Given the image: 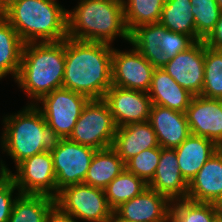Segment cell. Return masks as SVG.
I'll return each mask as SVG.
<instances>
[{
    "label": "cell",
    "instance_id": "cell-1",
    "mask_svg": "<svg viewBox=\"0 0 222 222\" xmlns=\"http://www.w3.org/2000/svg\"><path fill=\"white\" fill-rule=\"evenodd\" d=\"M111 46L67 37L62 87L89 99H103L112 86Z\"/></svg>",
    "mask_w": 222,
    "mask_h": 222
},
{
    "label": "cell",
    "instance_id": "cell-2",
    "mask_svg": "<svg viewBox=\"0 0 222 222\" xmlns=\"http://www.w3.org/2000/svg\"><path fill=\"white\" fill-rule=\"evenodd\" d=\"M67 11L56 0H5L1 15L24 44L67 38Z\"/></svg>",
    "mask_w": 222,
    "mask_h": 222
},
{
    "label": "cell",
    "instance_id": "cell-3",
    "mask_svg": "<svg viewBox=\"0 0 222 222\" xmlns=\"http://www.w3.org/2000/svg\"><path fill=\"white\" fill-rule=\"evenodd\" d=\"M65 69V39L57 42L26 43L15 79L32 103L62 88ZM34 101L36 103H34Z\"/></svg>",
    "mask_w": 222,
    "mask_h": 222
},
{
    "label": "cell",
    "instance_id": "cell-4",
    "mask_svg": "<svg viewBox=\"0 0 222 222\" xmlns=\"http://www.w3.org/2000/svg\"><path fill=\"white\" fill-rule=\"evenodd\" d=\"M3 124L0 146L14 160L15 166L33 155L54 151L62 139L47 125L35 104L4 116Z\"/></svg>",
    "mask_w": 222,
    "mask_h": 222
},
{
    "label": "cell",
    "instance_id": "cell-5",
    "mask_svg": "<svg viewBox=\"0 0 222 222\" xmlns=\"http://www.w3.org/2000/svg\"><path fill=\"white\" fill-rule=\"evenodd\" d=\"M118 36L130 43L119 0H80L78 6L67 11L68 38L111 44Z\"/></svg>",
    "mask_w": 222,
    "mask_h": 222
},
{
    "label": "cell",
    "instance_id": "cell-6",
    "mask_svg": "<svg viewBox=\"0 0 222 222\" xmlns=\"http://www.w3.org/2000/svg\"><path fill=\"white\" fill-rule=\"evenodd\" d=\"M116 129L107 102L104 99H90L68 139L101 150L112 147Z\"/></svg>",
    "mask_w": 222,
    "mask_h": 222
},
{
    "label": "cell",
    "instance_id": "cell-7",
    "mask_svg": "<svg viewBox=\"0 0 222 222\" xmlns=\"http://www.w3.org/2000/svg\"><path fill=\"white\" fill-rule=\"evenodd\" d=\"M56 205L77 221L112 222L113 210L103 189L84 183L64 187L55 198Z\"/></svg>",
    "mask_w": 222,
    "mask_h": 222
},
{
    "label": "cell",
    "instance_id": "cell-8",
    "mask_svg": "<svg viewBox=\"0 0 222 222\" xmlns=\"http://www.w3.org/2000/svg\"><path fill=\"white\" fill-rule=\"evenodd\" d=\"M3 160L0 161V173L8 174L14 181L19 193L42 194L57 197L56 175L51 152H42L25 159L12 173Z\"/></svg>",
    "mask_w": 222,
    "mask_h": 222
},
{
    "label": "cell",
    "instance_id": "cell-9",
    "mask_svg": "<svg viewBox=\"0 0 222 222\" xmlns=\"http://www.w3.org/2000/svg\"><path fill=\"white\" fill-rule=\"evenodd\" d=\"M90 99L69 89L59 88L44 95L35 104L42 112L45 122L62 139H67L73 132L80 114Z\"/></svg>",
    "mask_w": 222,
    "mask_h": 222
},
{
    "label": "cell",
    "instance_id": "cell-10",
    "mask_svg": "<svg viewBox=\"0 0 222 222\" xmlns=\"http://www.w3.org/2000/svg\"><path fill=\"white\" fill-rule=\"evenodd\" d=\"M96 149L61 139L51 152L56 175L57 196L64 187L84 182Z\"/></svg>",
    "mask_w": 222,
    "mask_h": 222
},
{
    "label": "cell",
    "instance_id": "cell-11",
    "mask_svg": "<svg viewBox=\"0 0 222 222\" xmlns=\"http://www.w3.org/2000/svg\"><path fill=\"white\" fill-rule=\"evenodd\" d=\"M154 69L133 45L132 49L124 52L113 48L112 85L147 93Z\"/></svg>",
    "mask_w": 222,
    "mask_h": 222
},
{
    "label": "cell",
    "instance_id": "cell-12",
    "mask_svg": "<svg viewBox=\"0 0 222 222\" xmlns=\"http://www.w3.org/2000/svg\"><path fill=\"white\" fill-rule=\"evenodd\" d=\"M170 216L171 201L148 187L116 208L112 222H168Z\"/></svg>",
    "mask_w": 222,
    "mask_h": 222
},
{
    "label": "cell",
    "instance_id": "cell-13",
    "mask_svg": "<svg viewBox=\"0 0 222 222\" xmlns=\"http://www.w3.org/2000/svg\"><path fill=\"white\" fill-rule=\"evenodd\" d=\"M116 127L149 121L152 106L149 94L112 85L103 98Z\"/></svg>",
    "mask_w": 222,
    "mask_h": 222
},
{
    "label": "cell",
    "instance_id": "cell-14",
    "mask_svg": "<svg viewBox=\"0 0 222 222\" xmlns=\"http://www.w3.org/2000/svg\"><path fill=\"white\" fill-rule=\"evenodd\" d=\"M190 133L222 148V99L193 96L185 111Z\"/></svg>",
    "mask_w": 222,
    "mask_h": 222
},
{
    "label": "cell",
    "instance_id": "cell-15",
    "mask_svg": "<svg viewBox=\"0 0 222 222\" xmlns=\"http://www.w3.org/2000/svg\"><path fill=\"white\" fill-rule=\"evenodd\" d=\"M162 68L193 96L200 95L204 80V41L195 42Z\"/></svg>",
    "mask_w": 222,
    "mask_h": 222
},
{
    "label": "cell",
    "instance_id": "cell-16",
    "mask_svg": "<svg viewBox=\"0 0 222 222\" xmlns=\"http://www.w3.org/2000/svg\"><path fill=\"white\" fill-rule=\"evenodd\" d=\"M148 187L171 202L187 199L188 183L181 175L175 149L161 148L159 164Z\"/></svg>",
    "mask_w": 222,
    "mask_h": 222
},
{
    "label": "cell",
    "instance_id": "cell-17",
    "mask_svg": "<svg viewBox=\"0 0 222 222\" xmlns=\"http://www.w3.org/2000/svg\"><path fill=\"white\" fill-rule=\"evenodd\" d=\"M149 122L161 148L175 149L191 133L185 113L152 104Z\"/></svg>",
    "mask_w": 222,
    "mask_h": 222
},
{
    "label": "cell",
    "instance_id": "cell-18",
    "mask_svg": "<svg viewBox=\"0 0 222 222\" xmlns=\"http://www.w3.org/2000/svg\"><path fill=\"white\" fill-rule=\"evenodd\" d=\"M222 196V148L203 165L188 184L187 199L214 203Z\"/></svg>",
    "mask_w": 222,
    "mask_h": 222
},
{
    "label": "cell",
    "instance_id": "cell-19",
    "mask_svg": "<svg viewBox=\"0 0 222 222\" xmlns=\"http://www.w3.org/2000/svg\"><path fill=\"white\" fill-rule=\"evenodd\" d=\"M154 147H159V143L149 121L118 127L112 144L124 163L143 150Z\"/></svg>",
    "mask_w": 222,
    "mask_h": 222
},
{
    "label": "cell",
    "instance_id": "cell-20",
    "mask_svg": "<svg viewBox=\"0 0 222 222\" xmlns=\"http://www.w3.org/2000/svg\"><path fill=\"white\" fill-rule=\"evenodd\" d=\"M219 149L208 138L192 134L175 148L181 175L188 184Z\"/></svg>",
    "mask_w": 222,
    "mask_h": 222
},
{
    "label": "cell",
    "instance_id": "cell-21",
    "mask_svg": "<svg viewBox=\"0 0 222 222\" xmlns=\"http://www.w3.org/2000/svg\"><path fill=\"white\" fill-rule=\"evenodd\" d=\"M152 104L185 113L193 95L180 86L163 68H155L147 92Z\"/></svg>",
    "mask_w": 222,
    "mask_h": 222
},
{
    "label": "cell",
    "instance_id": "cell-22",
    "mask_svg": "<svg viewBox=\"0 0 222 222\" xmlns=\"http://www.w3.org/2000/svg\"><path fill=\"white\" fill-rule=\"evenodd\" d=\"M124 170L125 163L112 147L96 150L83 183L104 190Z\"/></svg>",
    "mask_w": 222,
    "mask_h": 222
},
{
    "label": "cell",
    "instance_id": "cell-23",
    "mask_svg": "<svg viewBox=\"0 0 222 222\" xmlns=\"http://www.w3.org/2000/svg\"><path fill=\"white\" fill-rule=\"evenodd\" d=\"M24 43L17 31L0 14V80L11 74L16 79Z\"/></svg>",
    "mask_w": 222,
    "mask_h": 222
},
{
    "label": "cell",
    "instance_id": "cell-24",
    "mask_svg": "<svg viewBox=\"0 0 222 222\" xmlns=\"http://www.w3.org/2000/svg\"><path fill=\"white\" fill-rule=\"evenodd\" d=\"M133 45L154 68L164 67L170 60L158 46L160 44V23L140 25L130 33Z\"/></svg>",
    "mask_w": 222,
    "mask_h": 222
},
{
    "label": "cell",
    "instance_id": "cell-25",
    "mask_svg": "<svg viewBox=\"0 0 222 222\" xmlns=\"http://www.w3.org/2000/svg\"><path fill=\"white\" fill-rule=\"evenodd\" d=\"M16 194L8 222H46L48 213L56 205L55 198L47 195Z\"/></svg>",
    "mask_w": 222,
    "mask_h": 222
},
{
    "label": "cell",
    "instance_id": "cell-26",
    "mask_svg": "<svg viewBox=\"0 0 222 222\" xmlns=\"http://www.w3.org/2000/svg\"><path fill=\"white\" fill-rule=\"evenodd\" d=\"M192 7L190 0H166L159 23L169 31L186 34L195 42L201 41L196 34Z\"/></svg>",
    "mask_w": 222,
    "mask_h": 222
},
{
    "label": "cell",
    "instance_id": "cell-27",
    "mask_svg": "<svg viewBox=\"0 0 222 222\" xmlns=\"http://www.w3.org/2000/svg\"><path fill=\"white\" fill-rule=\"evenodd\" d=\"M166 0H123L124 20L129 33L140 25L159 23Z\"/></svg>",
    "mask_w": 222,
    "mask_h": 222
},
{
    "label": "cell",
    "instance_id": "cell-28",
    "mask_svg": "<svg viewBox=\"0 0 222 222\" xmlns=\"http://www.w3.org/2000/svg\"><path fill=\"white\" fill-rule=\"evenodd\" d=\"M146 188H148V184L144 180L125 169L107 185L104 192L108 205L114 211Z\"/></svg>",
    "mask_w": 222,
    "mask_h": 222
},
{
    "label": "cell",
    "instance_id": "cell-29",
    "mask_svg": "<svg viewBox=\"0 0 222 222\" xmlns=\"http://www.w3.org/2000/svg\"><path fill=\"white\" fill-rule=\"evenodd\" d=\"M206 98L222 99V50L204 43V80L200 94Z\"/></svg>",
    "mask_w": 222,
    "mask_h": 222
},
{
    "label": "cell",
    "instance_id": "cell-30",
    "mask_svg": "<svg viewBox=\"0 0 222 222\" xmlns=\"http://www.w3.org/2000/svg\"><path fill=\"white\" fill-rule=\"evenodd\" d=\"M215 216L213 203L194 202L188 199L171 202L172 222H212Z\"/></svg>",
    "mask_w": 222,
    "mask_h": 222
},
{
    "label": "cell",
    "instance_id": "cell-31",
    "mask_svg": "<svg viewBox=\"0 0 222 222\" xmlns=\"http://www.w3.org/2000/svg\"><path fill=\"white\" fill-rule=\"evenodd\" d=\"M196 27V34L204 40L214 29L221 10L216 0H190Z\"/></svg>",
    "mask_w": 222,
    "mask_h": 222
},
{
    "label": "cell",
    "instance_id": "cell-32",
    "mask_svg": "<svg viewBox=\"0 0 222 222\" xmlns=\"http://www.w3.org/2000/svg\"><path fill=\"white\" fill-rule=\"evenodd\" d=\"M160 155V146L143 150L125 163V169L148 184L155 174Z\"/></svg>",
    "mask_w": 222,
    "mask_h": 222
},
{
    "label": "cell",
    "instance_id": "cell-33",
    "mask_svg": "<svg viewBox=\"0 0 222 222\" xmlns=\"http://www.w3.org/2000/svg\"><path fill=\"white\" fill-rule=\"evenodd\" d=\"M195 41L188 35L178 32L169 31L160 24V44L158 46L171 59L178 53L186 51Z\"/></svg>",
    "mask_w": 222,
    "mask_h": 222
},
{
    "label": "cell",
    "instance_id": "cell-34",
    "mask_svg": "<svg viewBox=\"0 0 222 222\" xmlns=\"http://www.w3.org/2000/svg\"><path fill=\"white\" fill-rule=\"evenodd\" d=\"M18 188L8 174L0 173V222H8L14 202L18 195L13 198L14 191Z\"/></svg>",
    "mask_w": 222,
    "mask_h": 222
},
{
    "label": "cell",
    "instance_id": "cell-35",
    "mask_svg": "<svg viewBox=\"0 0 222 222\" xmlns=\"http://www.w3.org/2000/svg\"><path fill=\"white\" fill-rule=\"evenodd\" d=\"M203 41L205 46L209 48L222 50V12L219 16V20L215 24L214 29Z\"/></svg>",
    "mask_w": 222,
    "mask_h": 222
},
{
    "label": "cell",
    "instance_id": "cell-36",
    "mask_svg": "<svg viewBox=\"0 0 222 222\" xmlns=\"http://www.w3.org/2000/svg\"><path fill=\"white\" fill-rule=\"evenodd\" d=\"M46 222H78L72 215L64 213L55 205L48 213Z\"/></svg>",
    "mask_w": 222,
    "mask_h": 222
},
{
    "label": "cell",
    "instance_id": "cell-37",
    "mask_svg": "<svg viewBox=\"0 0 222 222\" xmlns=\"http://www.w3.org/2000/svg\"><path fill=\"white\" fill-rule=\"evenodd\" d=\"M216 215L222 219V196H220L214 203Z\"/></svg>",
    "mask_w": 222,
    "mask_h": 222
},
{
    "label": "cell",
    "instance_id": "cell-38",
    "mask_svg": "<svg viewBox=\"0 0 222 222\" xmlns=\"http://www.w3.org/2000/svg\"><path fill=\"white\" fill-rule=\"evenodd\" d=\"M212 222H222V219H221L218 215H216V216L213 218Z\"/></svg>",
    "mask_w": 222,
    "mask_h": 222
},
{
    "label": "cell",
    "instance_id": "cell-39",
    "mask_svg": "<svg viewBox=\"0 0 222 222\" xmlns=\"http://www.w3.org/2000/svg\"><path fill=\"white\" fill-rule=\"evenodd\" d=\"M220 10L222 11V0H216Z\"/></svg>",
    "mask_w": 222,
    "mask_h": 222
}]
</instances>
